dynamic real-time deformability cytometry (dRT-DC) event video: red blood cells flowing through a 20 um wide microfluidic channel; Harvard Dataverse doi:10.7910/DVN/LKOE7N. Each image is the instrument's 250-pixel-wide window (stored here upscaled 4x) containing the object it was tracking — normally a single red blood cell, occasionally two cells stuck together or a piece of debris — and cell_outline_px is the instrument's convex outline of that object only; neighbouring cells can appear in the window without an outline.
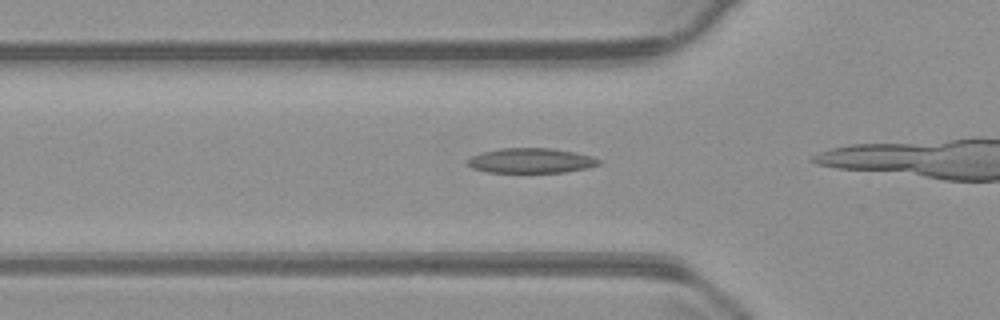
{"species": "common noctule bat (a hibernating species)", "species_latin": "Nyctalus noctula", "temperature_condition": "warm", "stored_images_in_passage": 15, "camera_frame_rate_fps": 3000, "um_per_image_px": 0.085, "animal": {"sex": "male", "body_mass_g": 23.1, "forearm_length_mm": 52.7}, "frame": {"image": 1, "passage_image": 11, "time_ms": 3.333, "image_size_px": [1000, 320], "cell_outline_px": [[600, 164], [588, 168], [564, 172], [488, 172], [472, 168], [464, 160], [472, 156], [484, 152], [500, 148], [552, 148], [592, 156], [600, 160]], "centroid_in_image_um": [45.12, 13.65], "position_along_channel_um": 80.7, "area_um2": 18.96}}